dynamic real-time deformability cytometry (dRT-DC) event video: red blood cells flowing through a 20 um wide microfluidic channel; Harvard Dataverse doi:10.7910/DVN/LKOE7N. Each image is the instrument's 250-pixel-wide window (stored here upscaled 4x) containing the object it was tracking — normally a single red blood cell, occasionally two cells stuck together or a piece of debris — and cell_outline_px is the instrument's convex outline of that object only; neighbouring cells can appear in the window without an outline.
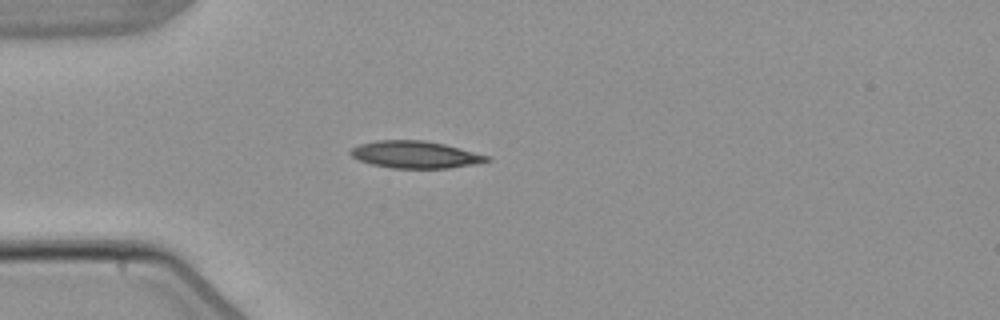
{"species": "common noctule bat (a hibernating species)", "species_latin": "Nyctalus noctula", "temperature_condition": "warm", "stored_images_in_passage": 4, "camera_frame_rate_fps": 3000, "um_per_image_px": 0.085, "animal": {"sex": "male", "body_mass_g": 21.5, "forearm_length_mm": 52.0}, "frame": {"image": 1, "passage_image": 3, "time_ms": 3.333, "image_size_px": [1000, 320], "cell_outline_px": [[492, 160], [480, 164], [448, 168], [392, 168], [372, 164], [360, 160], [352, 156], [348, 152], [352, 148], [360, 144], [376, 140], [424, 140], [444, 144], [492, 156]], "centroid_in_image_um": [35.37, 13.14], "position_along_channel_um": 49.6, "area_um2": 21.73}}